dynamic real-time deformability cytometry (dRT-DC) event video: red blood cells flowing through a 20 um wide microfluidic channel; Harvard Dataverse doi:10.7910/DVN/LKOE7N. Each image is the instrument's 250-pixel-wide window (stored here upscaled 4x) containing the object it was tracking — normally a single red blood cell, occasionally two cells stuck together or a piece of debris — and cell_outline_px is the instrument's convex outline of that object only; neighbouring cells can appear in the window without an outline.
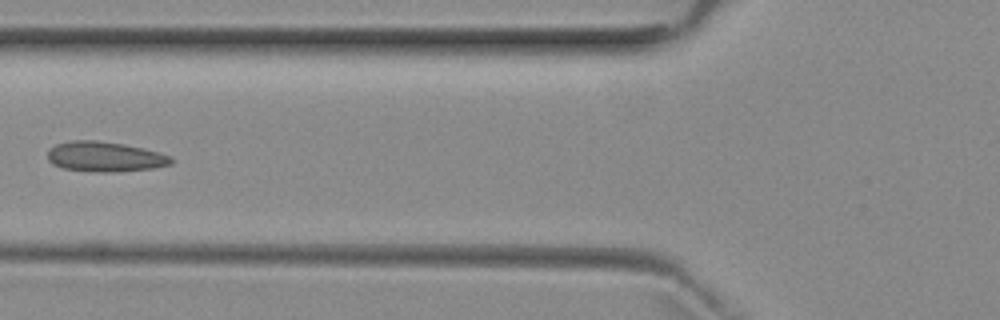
{"species": "common noctule bat (a hibernating species)", "species_latin": "Nyctalus noctula", "temperature_condition": "room temperature", "stored_images_in_passage": 3, "camera_frame_rate_fps": 3000, "um_per_image_px": 0.085, "animal": {"sex": "female", "body_mass_g": 29.2, "forearm_length_mm": 56.3}, "frame": {"image": 1, "passage_image": 3, "time_ms": 2.333, "image_size_px": [1000, 320], "cell_outline_px": [[172, 164], [156, 168], [116, 172], [92, 172], [64, 168], [52, 164], [48, 160], [48, 148], [56, 144], [72, 140], [96, 140], [124, 144], [144, 148], [172, 156]], "centroid_in_image_um": [8.92, 13.32], "position_along_channel_um": 116.9, "area_um2": 21.91}}